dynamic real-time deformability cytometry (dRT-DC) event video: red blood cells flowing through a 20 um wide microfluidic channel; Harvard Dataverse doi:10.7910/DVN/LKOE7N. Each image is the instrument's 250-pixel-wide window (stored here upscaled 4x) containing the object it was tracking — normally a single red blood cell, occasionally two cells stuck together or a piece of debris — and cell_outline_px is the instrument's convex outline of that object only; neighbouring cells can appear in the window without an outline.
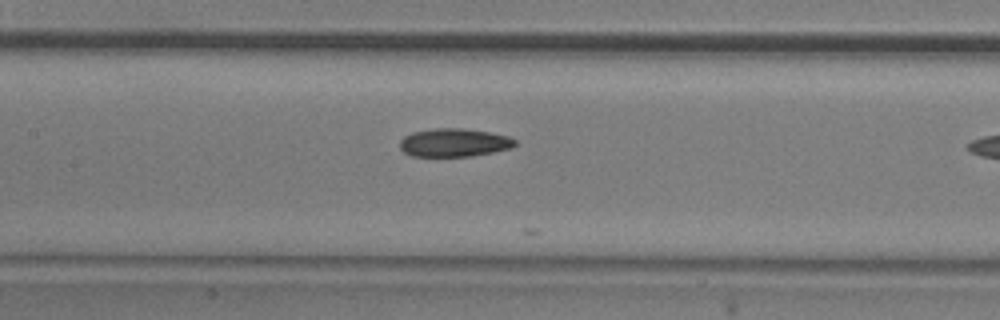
{"species": "common noctule bat (a hibernating species)", "species_latin": "Nyctalus noctula", "temperature_condition": "room temperature", "stored_images_in_passage": 10, "camera_frame_rate_fps": 3000, "um_per_image_px": 0.085, "animal": {"sex": "male", "body_mass_g": 20.5, "forearm_length_mm": 52.5}, "frame": {"image": 1, "passage_image": 8, "time_ms": 2.333, "image_size_px": [1000, 320], "cell_outline_px": [[516, 144], [512, 148], [472, 156], [412, 156], [404, 152], [400, 148], [400, 140], [404, 136], [412, 132], [436, 128], [464, 128], [488, 132], [508, 136], [516, 140]], "centroid_in_image_um": [38.59, 12.12], "position_along_channel_um": 168.8, "area_um2": 18.96}}